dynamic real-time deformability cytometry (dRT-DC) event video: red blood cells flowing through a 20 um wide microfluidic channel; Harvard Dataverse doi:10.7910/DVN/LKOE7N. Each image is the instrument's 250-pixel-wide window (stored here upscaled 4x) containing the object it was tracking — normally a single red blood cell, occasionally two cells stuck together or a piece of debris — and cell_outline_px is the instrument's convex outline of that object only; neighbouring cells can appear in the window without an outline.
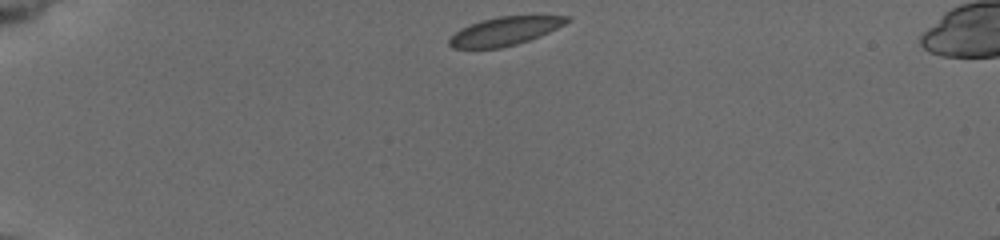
{"species": "common noctule bat (a hibernating species)", "species_latin": "Nyctalus noctula", "temperature_condition": "cold", "stored_images_in_passage": 18, "camera_frame_rate_fps": 3000, "um_per_image_px": 0.085, "animal": {"sex": "female", "body_mass_g": 19.5, "forearm_length_mm": 54.1}, "frame": {"image": 1, "passage_image": 1, "time_ms": 0.0, "image_size_px": [1000, 240], "cell_outline_px": [[572, 20], [540, 36], [516, 44], [500, 48], [452, 48], [448, 44], [448, 40], [460, 28], [480, 20], [500, 16], [568, 16]], "centroid_in_image_um": [42.88, 2.65], "position_along_channel_um": 42.1, "area_um2": 19.31}}
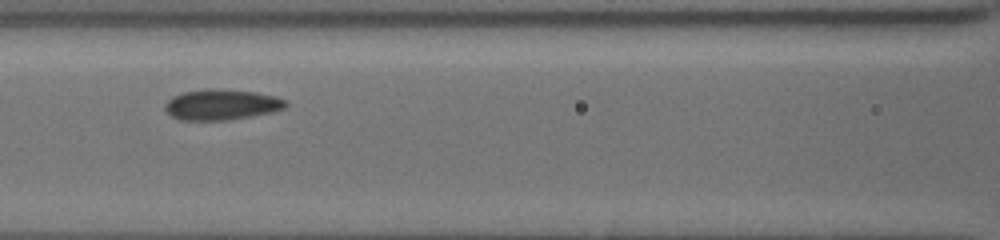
{"frame": {"image": 2, "passage_image": 12, "time_ms": 4.333, "image_size_px": [1000, 240], "cell_outline_px": [[288, 104], [284, 108], [272, 112], [252, 116], [228, 120], [180, 120], [172, 116], [164, 108], [164, 104], [172, 96], [184, 92], [204, 88], [212, 88], [256, 92], [276, 96], [288, 100]], "centroid_in_image_um": [18.84, 8.88], "position_along_channel_um": 147.8, "area_um2": 21.73}}
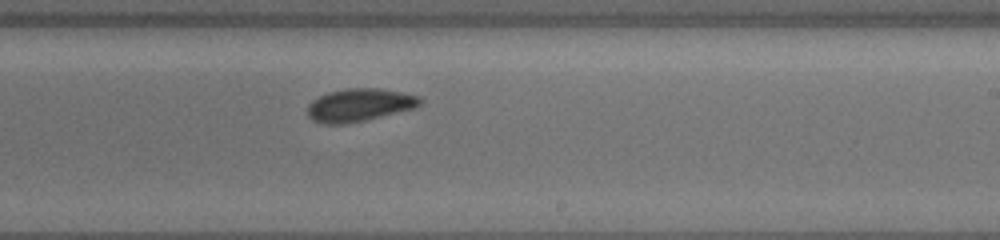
{"frame": {"image": 3, "passage_image": 18, "time_ms": 7.333, "image_size_px": [1000, 240], "cell_outline_px": [[424, 100], [416, 108], [364, 120], [344, 124], [324, 124], [312, 120], [308, 116], [308, 104], [312, 100], [328, 92], [348, 88], [380, 88], [420, 96]], "centroid_in_image_um": [30.56, 8.92], "position_along_channel_um": 258.4, "area_um2": 21.56}}